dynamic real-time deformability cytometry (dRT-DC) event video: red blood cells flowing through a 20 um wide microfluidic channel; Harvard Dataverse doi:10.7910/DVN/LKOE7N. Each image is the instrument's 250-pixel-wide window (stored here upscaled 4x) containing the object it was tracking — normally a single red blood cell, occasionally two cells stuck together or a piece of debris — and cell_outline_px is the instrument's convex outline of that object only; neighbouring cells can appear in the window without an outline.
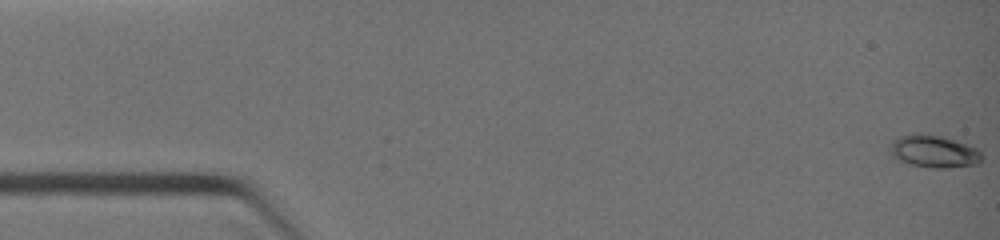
{"species": "common noctule bat (a hibernating species)", "species_latin": "Nyctalus noctula", "temperature_condition": "warm", "stored_images_in_passage": 14, "camera_frame_rate_fps": 3000, "um_per_image_px": 0.085, "animal": {"sex": "female", "body_mass_g": 19.0, "forearm_length_mm": 51.5}, "frame": {"image": 1, "passage_image": 1, "time_ms": 0.0, "image_size_px": [1000, 240], "cell_outline_px": [[984, 156], [976, 164], [944, 168], [932, 168], [912, 164], [900, 160], [892, 156], [888, 152], [888, 148], [892, 140], [900, 136], [920, 132], [924, 132], [940, 136], [976, 148]], "centroid_in_image_um": [79.31, 12.85], "position_along_channel_um": 5.7, "area_um2": 17.28}}